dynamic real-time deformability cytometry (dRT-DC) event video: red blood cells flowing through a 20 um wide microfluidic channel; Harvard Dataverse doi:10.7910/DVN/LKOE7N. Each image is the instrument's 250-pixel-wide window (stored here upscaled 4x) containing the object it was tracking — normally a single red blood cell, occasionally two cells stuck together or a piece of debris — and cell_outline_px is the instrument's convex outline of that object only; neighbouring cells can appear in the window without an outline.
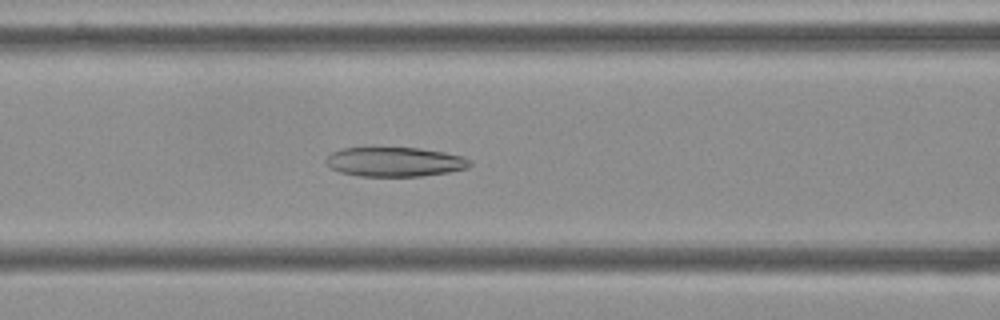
{"species": "Egyptian fruit bat (a non-hibernating species)", "species_latin": "Rousettus aegyptiacus", "temperature_condition": "cold", "stored_images_in_passage": 55, "camera_frame_rate_fps": 3000, "um_per_image_px": 0.085, "frame": {"image": 1, "passage_image": 23, "time_ms": 7.333, "image_size_px": [1000, 320], "cell_outline_px": [[472, 164], [468, 168], [448, 172], [420, 176], [360, 176], [340, 172], [332, 168], [324, 160], [332, 152], [340, 148], [420, 148], [444, 152], [464, 156]], "centroid_in_image_um": [33.57, 13.75], "position_along_channel_um": 133.0, "area_um2": 24.57}}
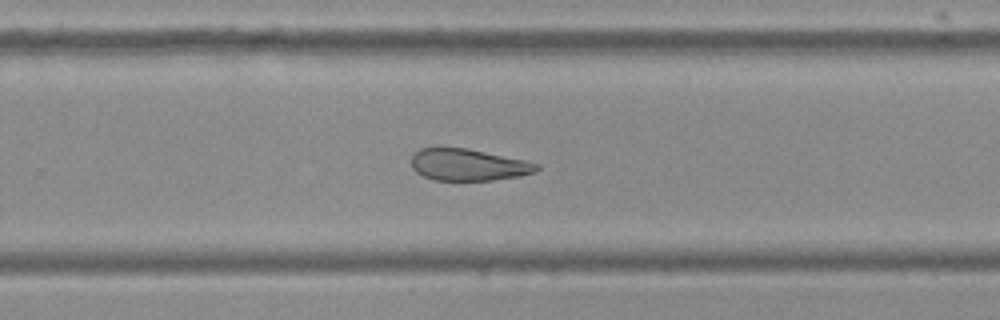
{"frame": {"image": 2, "passage_image": 36, "time_ms": 11.667, "image_size_px": [1000, 320], "cell_outline_px": [[540, 168], [536, 172], [520, 176], [492, 180], [436, 180], [424, 176], [416, 172], [412, 168], [412, 156], [420, 148], [468, 148], [524, 160], [540, 164]], "centroid_in_image_um": [39.83, 14.01], "position_along_channel_um": 290.0, "area_um2": 23.12}}
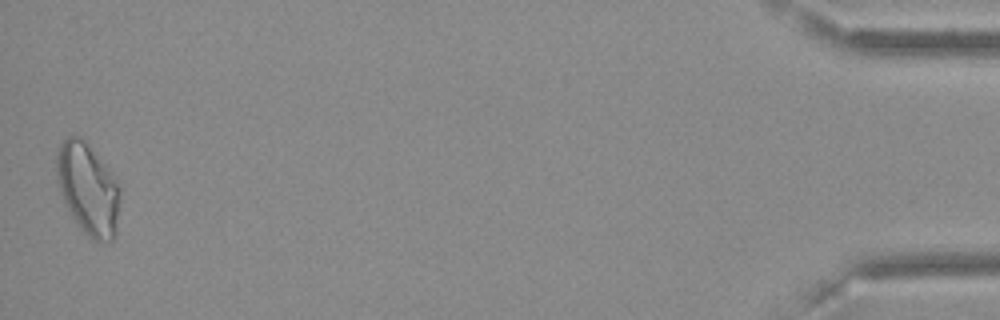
{"frame": {"image": 3, "passage_image": 55, "time_ms": 18.0, "image_size_px": [1000, 320], "cell_outline_px": [[120, 200], [116, 228], [112, 240], [92, 240], [84, 232], [72, 216], [64, 200], [56, 180], [56, 156], [60, 144], [68, 136], [80, 136], [84, 140], [120, 188]], "centroid_in_image_um": [7.44, 16.07], "position_along_channel_um": 427.8, "area_um2": 32.83}}